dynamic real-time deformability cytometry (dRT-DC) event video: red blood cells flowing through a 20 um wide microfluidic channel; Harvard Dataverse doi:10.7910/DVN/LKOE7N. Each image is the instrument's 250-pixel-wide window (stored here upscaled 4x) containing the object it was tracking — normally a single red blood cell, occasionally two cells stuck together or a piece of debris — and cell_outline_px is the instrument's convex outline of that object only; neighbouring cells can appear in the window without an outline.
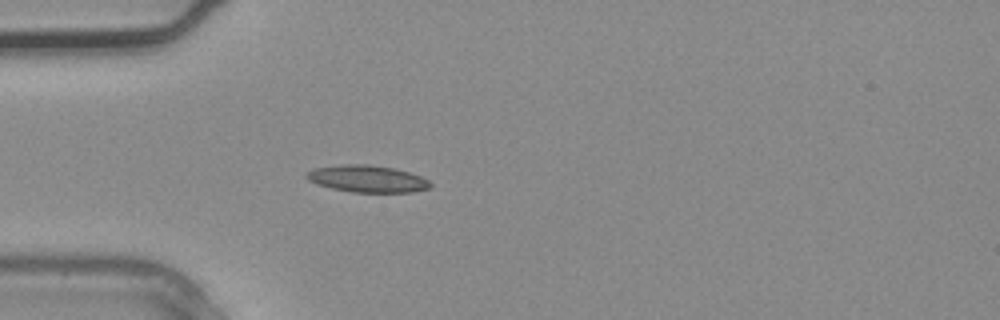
{"species": "common noctule bat (a hibernating species)", "species_latin": "Nyctalus noctula", "temperature_condition": "warm", "stored_images_in_passage": 3, "camera_frame_rate_fps": 3000, "um_per_image_px": 0.085, "animal": {"sex": "male", "body_mass_g": 20.4}, "frame": {"image": 1, "passage_image": 3, "time_ms": 0.667, "image_size_px": [1000, 320], "cell_outline_px": [[432, 188], [412, 192], [352, 192], [332, 188], [316, 184], [308, 180], [304, 176], [304, 172], [312, 168], [340, 164], [368, 164], [392, 168], [408, 172], [420, 176], [428, 180], [432, 184]], "centroid_in_image_um": [31.17, 15.19], "position_along_channel_um": 53.8, "area_um2": 19.65}}